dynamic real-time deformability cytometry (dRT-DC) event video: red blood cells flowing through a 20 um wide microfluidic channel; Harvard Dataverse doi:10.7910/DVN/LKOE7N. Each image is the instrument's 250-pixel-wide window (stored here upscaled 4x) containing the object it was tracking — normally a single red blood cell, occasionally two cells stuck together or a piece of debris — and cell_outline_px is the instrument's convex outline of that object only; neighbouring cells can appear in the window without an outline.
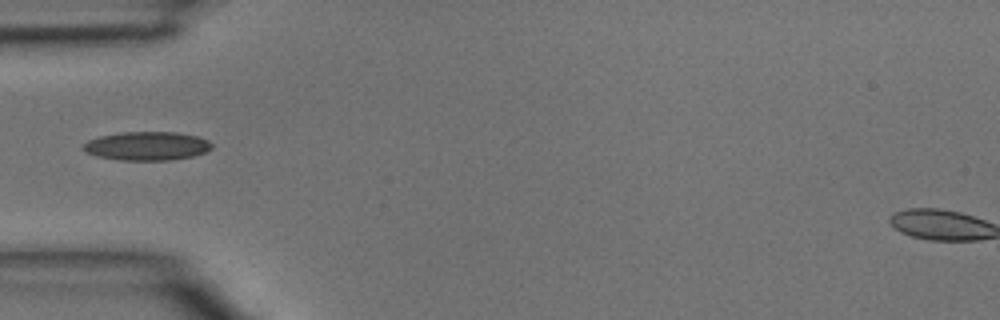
{"species": "common noctule bat (a hibernating species)", "species_latin": "Nyctalus noctula", "temperature_condition": "room temperature", "stored_images_in_passage": 4, "camera_frame_rate_fps": 3000, "um_per_image_px": 0.085, "animal": {"sex": "male", "body_mass_g": 15.6}, "frame": {"image": 1, "passage_image": 3, "time_ms": 0.667, "image_size_px": [1000, 320], "cell_outline_px": [[212, 148], [204, 152], [192, 156], [168, 160], [120, 160], [96, 156], [80, 148], [88, 140], [100, 136], [120, 132], [176, 132], [196, 136], [208, 140], [212, 144]], "centroid_in_image_um": [12.47, 12.4], "position_along_channel_um": 72.5, "area_um2": 21.39}}